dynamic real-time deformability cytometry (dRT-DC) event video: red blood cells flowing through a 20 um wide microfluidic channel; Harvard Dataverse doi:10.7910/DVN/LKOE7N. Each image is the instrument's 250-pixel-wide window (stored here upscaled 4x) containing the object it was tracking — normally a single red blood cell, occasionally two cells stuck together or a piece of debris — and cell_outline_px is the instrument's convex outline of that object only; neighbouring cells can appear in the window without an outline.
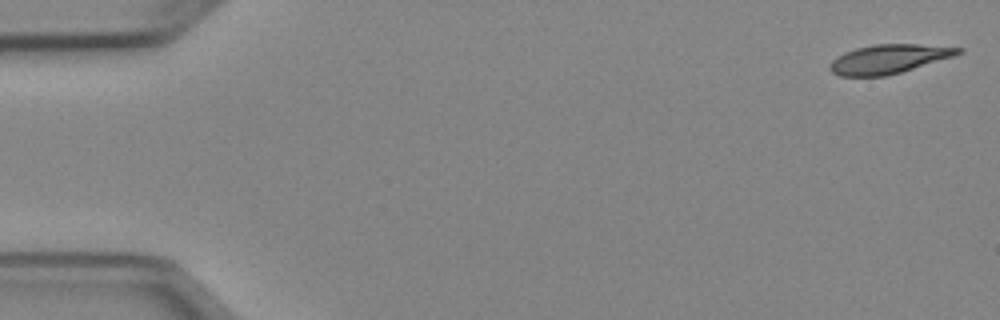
{"species": "Egyptian fruit bat (a non-hibernating species)", "species_latin": "Rousettus aegyptiacus", "temperature_condition": "cold", "stored_images_in_passage": 51, "camera_frame_rate_fps": 3000, "um_per_image_px": 0.085, "animal": {"sex": "female"}, "frame": {"image": 1, "passage_image": 1, "time_ms": 0.0, "image_size_px": [1000, 320], "cell_outline_px": [[964, 52], [952, 56], [900, 72], [884, 76], [840, 76], [832, 72], [828, 68], [828, 64], [836, 56], [844, 52], [856, 48], [872, 44], [916, 44], [964, 48]], "centroid_in_image_um": [75.48, 5.01], "position_along_channel_um": 9.5, "area_um2": 21.56}}
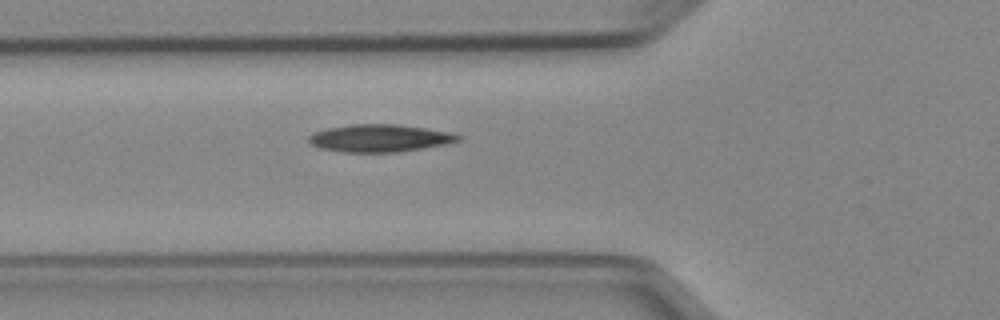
{"frame": {"image": 2, "passage_image": 18, "time_ms": 5.667, "image_size_px": [1000, 320], "cell_outline_px": [[464, 136], [460, 140], [444, 144], [424, 148], [400, 152], [344, 152], [320, 148], [312, 144], [308, 140], [308, 136], [312, 132], [328, 128], [348, 124], [396, 124], [452, 132]], "centroid_in_image_um": [32.28, 11.74], "position_along_channel_um": 93.5, "area_um2": 24.04}}
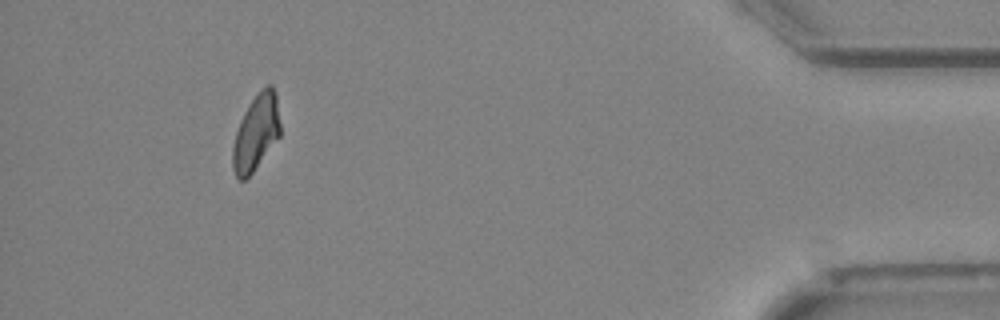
{"frame": {"image": 3, "passage_image": 47, "time_ms": 15.333, "image_size_px": [1000, 320], "cell_outline_px": [[280, 136], [252, 172], [244, 180], [240, 180], [236, 176], [232, 168], [232, 148], [236, 132], [240, 120], [244, 112], [252, 100], [268, 84], [272, 84], [276, 92], [280, 124]], "centroid_in_image_um": [21.76, 11.27], "position_along_channel_um": 413.4, "area_um2": 20.75}, "authors_computed_cell_mechanics": {"area_um2": 22.3686, "velocity_mm_per_s": 3.9468, "shape_relaxation_time_tau1_ms": 5.935, "shape_relaxation_time_tau2_ms": 3.8499, "deformation_change_tau1": 0.1575, "deformation_change_tau2": 0.0926}}